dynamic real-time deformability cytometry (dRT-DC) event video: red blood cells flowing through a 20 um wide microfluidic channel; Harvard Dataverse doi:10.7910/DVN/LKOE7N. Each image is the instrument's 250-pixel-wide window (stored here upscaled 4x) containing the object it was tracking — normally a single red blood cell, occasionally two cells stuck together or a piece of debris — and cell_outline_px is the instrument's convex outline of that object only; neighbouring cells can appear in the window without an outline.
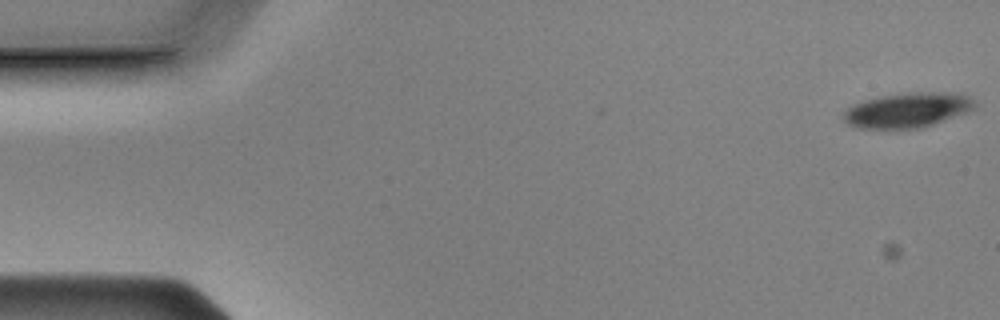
{"species": "Egyptian fruit bat (a non-hibernating species)", "species_latin": "Rousettus aegyptiacus", "temperature_condition": "cold", "stored_images_in_passage": 55, "camera_frame_rate_fps": 3000, "um_per_image_px": 0.085, "animal": {"sex": "male"}, "frame": {"image": 1, "passage_image": 1, "time_ms": 0.0, "image_size_px": [1000, 320], "cell_outline_px": [[980, 104], [976, 108], [968, 112], [924, 128], [852, 128], [844, 120], [844, 112], [852, 104], [864, 100], [884, 96], [916, 92], [944, 92], [968, 96], [976, 100]], "centroid_in_image_um": [77.19, 9.37], "position_along_channel_um": 7.8, "area_um2": 26.82}}
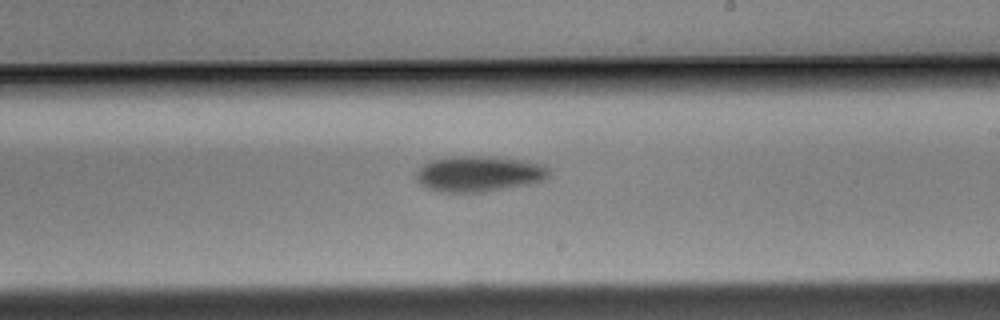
{"frame": {"image": 2, "passage_image": 32, "time_ms": 10.333, "image_size_px": [1000, 320], "cell_outline_px": [[552, 172], [544, 180], [532, 184], [484, 192], [440, 192], [428, 188], [420, 184], [416, 180], [416, 172], [424, 164], [432, 160], [452, 156], [484, 156], [520, 160], [540, 164], [548, 168]], "centroid_in_image_um": [40.71, 14.78], "position_along_channel_um": 248.3, "area_um2": 27.69}}
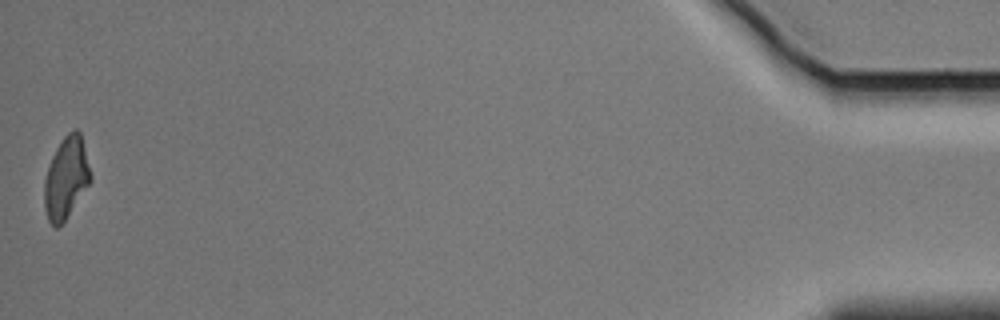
{"frame": {"image": 3, "passage_image": 55, "time_ms": 18.0, "image_size_px": [1000, 320], "cell_outline_px": [[92, 180], [64, 220], [56, 228], [48, 220], [44, 208], [44, 180], [52, 156], [56, 148], [64, 136], [68, 132], [76, 128], [80, 132], [92, 176]], "centroid_in_image_um": [5.62, 15.1], "position_along_channel_um": 429.6, "area_um2": 21.73}, "authors_computed_cell_mechanics": {"area_um2": 27.5128, "velocity_mm_per_s": 3.6167, "shape_relaxation_time_tau1_ms": 2.7055, "shape_relaxation_time_tau2_ms": null, "deformation_change_tau1": 0.0748, "deformation_change_tau2": null}}